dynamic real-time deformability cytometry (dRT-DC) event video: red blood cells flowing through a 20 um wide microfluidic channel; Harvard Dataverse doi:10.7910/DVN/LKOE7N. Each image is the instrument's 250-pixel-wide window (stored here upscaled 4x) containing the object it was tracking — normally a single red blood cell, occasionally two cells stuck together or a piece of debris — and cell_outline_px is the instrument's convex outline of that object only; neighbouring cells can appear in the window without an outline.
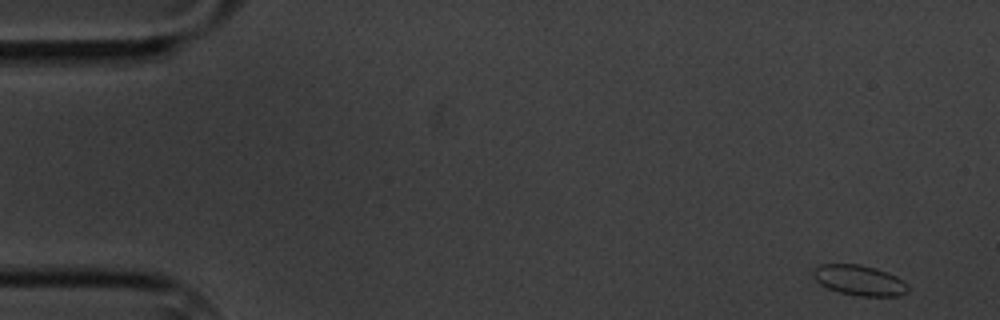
{"species": "common noctule bat (a hibernating species)", "species_latin": "Nyctalus noctula", "temperature_condition": "cold", "stored_images_in_passage": 5, "camera_frame_rate_fps": 3000, "um_per_image_px": 0.085, "animal": {"sex": "male", "body_mass_g": 20.1, "forearm_length_mm": 53.5}, "frame": {"image": 1, "passage_image": 1, "time_ms": 0.0, "image_size_px": [1000, 320], "cell_outline_px": [[908, 292], [896, 296], [860, 296], [840, 292], [828, 288], [820, 284], [812, 276], [812, 268], [820, 264], [860, 264], [876, 268], [896, 276], [904, 280], [908, 284]], "centroid_in_image_um": [73.03, 23.81], "position_along_channel_um": 12.0, "area_um2": 16.88}}
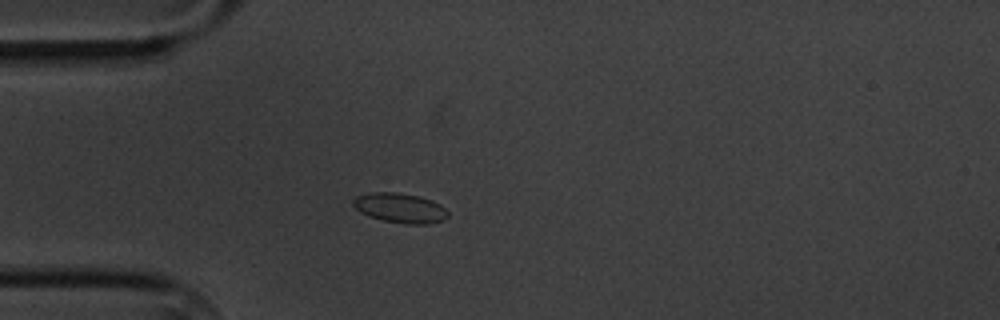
{"frame": {"image": 2, "passage_image": 5, "time_ms": 4.333, "image_size_px": [1000, 320], "cell_outline_px": [[448, 216], [444, 220], [428, 224], [404, 224], [384, 220], [368, 216], [360, 212], [352, 204], [352, 200], [356, 196], [372, 192], [396, 192], [420, 196], [432, 200], [440, 204], [448, 212]], "centroid_in_image_um": [34.01, 17.67], "position_along_channel_um": 51.0, "area_um2": 16.53}}